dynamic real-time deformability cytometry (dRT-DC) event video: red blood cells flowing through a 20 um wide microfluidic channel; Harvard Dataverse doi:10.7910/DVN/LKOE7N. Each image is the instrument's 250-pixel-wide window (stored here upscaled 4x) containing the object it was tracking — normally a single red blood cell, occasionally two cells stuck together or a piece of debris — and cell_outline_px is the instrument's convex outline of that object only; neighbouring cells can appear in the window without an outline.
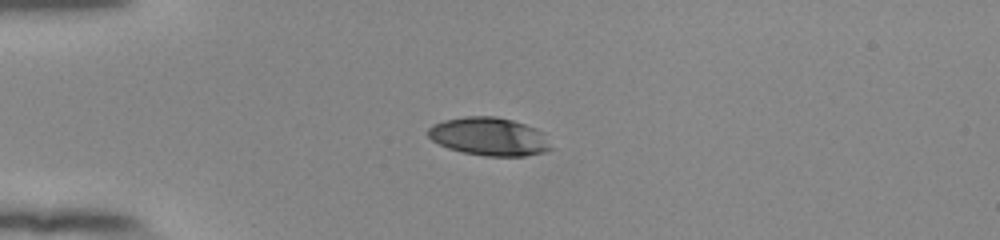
{"species": "human", "species_latin": "Homo sapiens", "temperature_condition": "room temperature", "stored_images_in_passage": 41, "camera_frame_rate_fps": 3000, "um_per_image_px": 0.085, "donor": {"sex": "female"}, "frame": {"image": 1, "passage_image": 1, "time_ms": 0.0, "image_size_px": [1000, 240], "cell_outline_px": [[552, 148], [544, 152], [524, 156], [484, 156], [464, 152], [448, 148], [432, 140], [428, 136], [428, 128], [432, 124], [444, 120], [464, 116], [496, 116], [512, 120], [536, 128], [544, 132]], "centroid_in_image_um": [41.58, 11.6], "position_along_channel_um": 43.4, "area_um2": 27.4}}
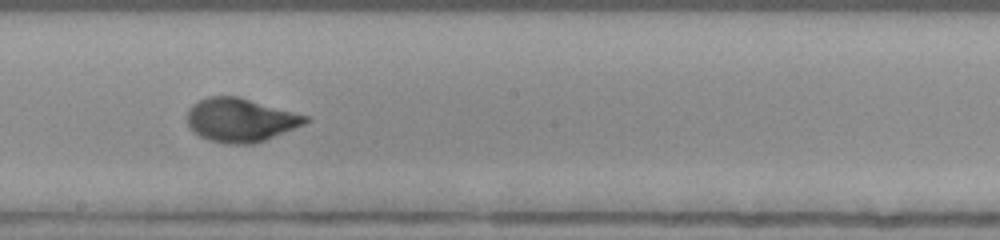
{"frame": {"image": 2, "passage_image": 18, "time_ms": 5.667, "image_size_px": [1000, 240], "cell_outline_px": [[312, 120], [304, 124], [264, 140], [252, 144], [224, 144], [208, 140], [192, 132], [188, 124], [188, 108], [192, 104], [208, 96], [240, 96], [312, 116]], "centroid_in_image_um": [20.47, 10.19], "position_along_channel_um": 227.7, "area_um2": 30.52}}
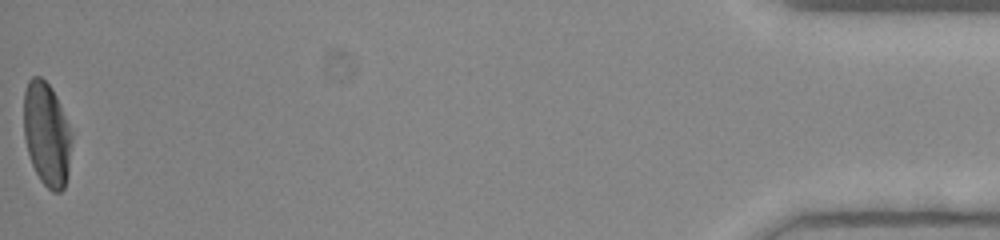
{"frame": {"image": 3, "passage_image": 41, "time_ms": 13.333, "image_size_px": [1000, 240], "cell_outline_px": [[72, 136], [68, 176], [64, 188], [60, 192], [52, 192], [40, 180], [32, 164], [28, 152], [24, 136], [24, 92], [28, 80], [32, 76], [40, 76], [52, 88], [56, 96], [72, 132]], "centroid_in_image_um": [3.98, 11.41], "position_along_channel_um": 431.2, "area_um2": 29.07}, "authors_computed_cell_mechanics": {"area_um2": 29.2468, "velocity_mm_per_s": 3.8221, "shape_relaxation_time_tau1_ms": 3.8929, "shape_relaxation_time_tau2_ms": null, "deformation_change_tau1": 0.2, "deformation_change_tau2": null}}